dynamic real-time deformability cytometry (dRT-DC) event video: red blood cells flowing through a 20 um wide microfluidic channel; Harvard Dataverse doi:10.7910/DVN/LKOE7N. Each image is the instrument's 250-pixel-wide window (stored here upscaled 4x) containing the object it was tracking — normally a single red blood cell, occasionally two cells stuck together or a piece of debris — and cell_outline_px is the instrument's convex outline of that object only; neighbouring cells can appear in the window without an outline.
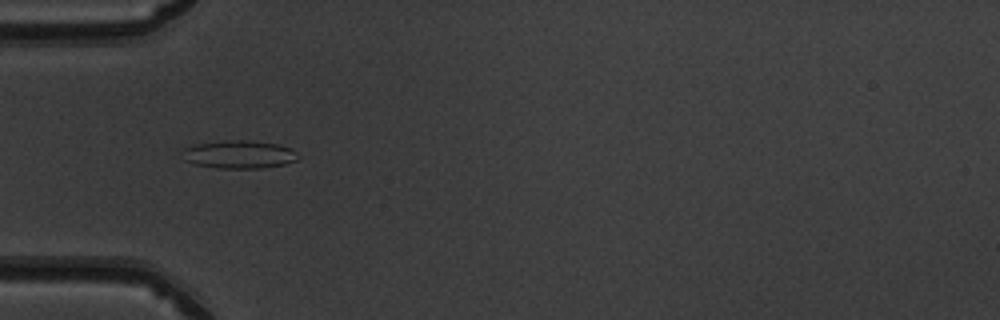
{"species": "common noctule bat (a hibernating species)", "species_latin": "Nyctalus noctula", "temperature_condition": "warm", "stored_images_in_passage": 47, "camera_frame_rate_fps": 3000, "um_per_image_px": 0.085, "animal": {"sex": "male", "body_mass_g": 19.5, "forearm_length_mm": 54.6}, "frame": {"image": 1, "passage_image": 13, "time_ms": 4.0, "image_size_px": [1000, 320], "cell_outline_px": [[300, 156], [296, 160], [284, 164], [260, 168], [220, 168], [196, 164], [184, 160], [184, 148], [192, 144], [224, 140], [252, 140], [276, 144], [292, 148]], "centroid_in_image_um": [20.34, 13.11], "position_along_channel_um": 64.7, "area_um2": 18.9}}
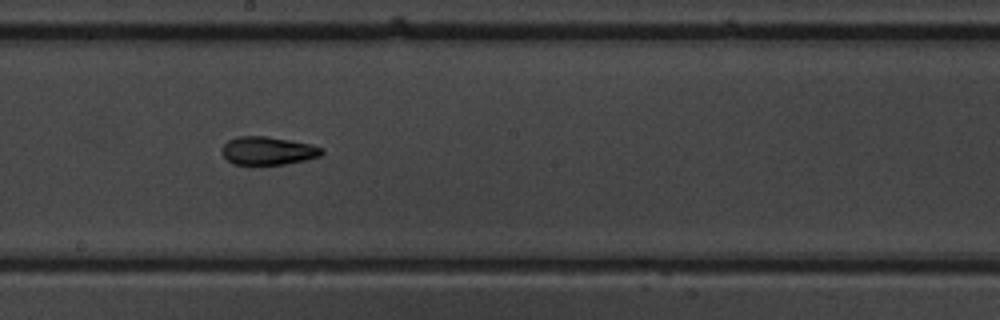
{"frame": {"image": 2, "passage_image": 25, "time_ms": 8.0, "image_size_px": [1000, 320], "cell_outline_px": [[324, 152], [320, 156], [304, 160], [284, 164], [232, 164], [220, 152], [220, 148], [228, 140], [236, 136], [264, 136], [288, 140], [308, 144], [324, 148]], "centroid_in_image_um": [22.73, 12.81], "position_along_channel_um": 225.5, "area_um2": 16.3}}
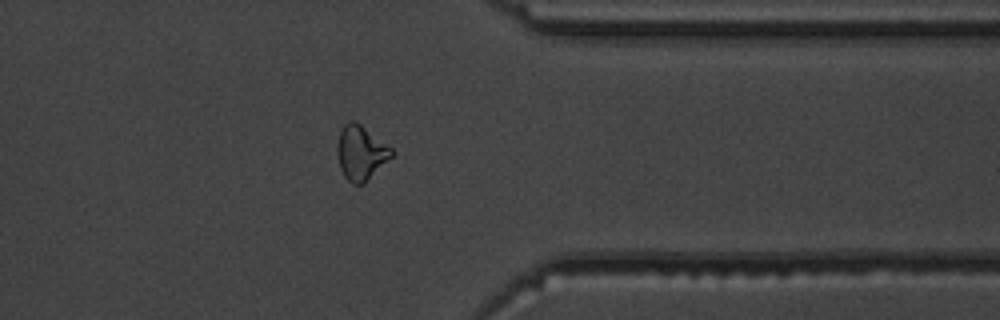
{"frame": {"image": 3, "passage_image": 37, "time_ms": 12.0, "image_size_px": [1000, 320], "cell_outline_px": [[396, 152], [364, 184], [352, 184], [344, 176], [340, 168], [336, 148], [340, 128], [348, 120], [356, 120], [392, 148]], "centroid_in_image_um": [30.66, 12.95], "position_along_channel_um": 380.7, "area_um2": 17.46}, "authors_computed_cell_mechanics": {"area_um2": 17.1666, "velocity_mm_per_s": 4.0547, "shape_relaxation_time_tau1_ms": null, "shape_relaxation_time_tau2_ms": 3.4734, "deformation_change_tau1": null, "deformation_change_tau2": 0.0886}}